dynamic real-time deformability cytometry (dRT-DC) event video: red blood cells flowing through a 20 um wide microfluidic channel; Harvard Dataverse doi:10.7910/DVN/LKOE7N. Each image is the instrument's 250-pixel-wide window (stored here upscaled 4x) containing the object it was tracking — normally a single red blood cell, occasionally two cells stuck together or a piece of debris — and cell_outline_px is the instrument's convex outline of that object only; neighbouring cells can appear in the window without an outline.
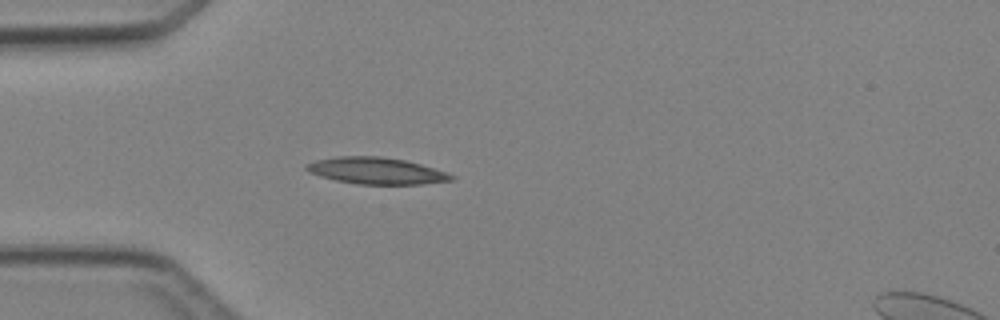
{"species": "Egyptian fruit bat (a non-hibernating species)", "species_latin": "Rousettus aegyptiacus", "temperature_condition": "cold", "stored_images_in_passage": 4, "camera_frame_rate_fps": 3000, "um_per_image_px": 0.085, "animal": {"sex": "female"}, "frame": {"image": 1, "passage_image": 4, "time_ms": 3.333, "image_size_px": [1000, 320], "cell_outline_px": [[456, 176], [452, 180], [420, 184], [356, 184], [336, 180], [320, 176], [308, 172], [304, 168], [304, 164], [316, 160], [336, 156], [380, 156], [404, 160], [420, 164], [448, 172]], "centroid_in_image_um": [31.96, 14.51], "position_along_channel_um": 53.0, "area_um2": 22.54}}